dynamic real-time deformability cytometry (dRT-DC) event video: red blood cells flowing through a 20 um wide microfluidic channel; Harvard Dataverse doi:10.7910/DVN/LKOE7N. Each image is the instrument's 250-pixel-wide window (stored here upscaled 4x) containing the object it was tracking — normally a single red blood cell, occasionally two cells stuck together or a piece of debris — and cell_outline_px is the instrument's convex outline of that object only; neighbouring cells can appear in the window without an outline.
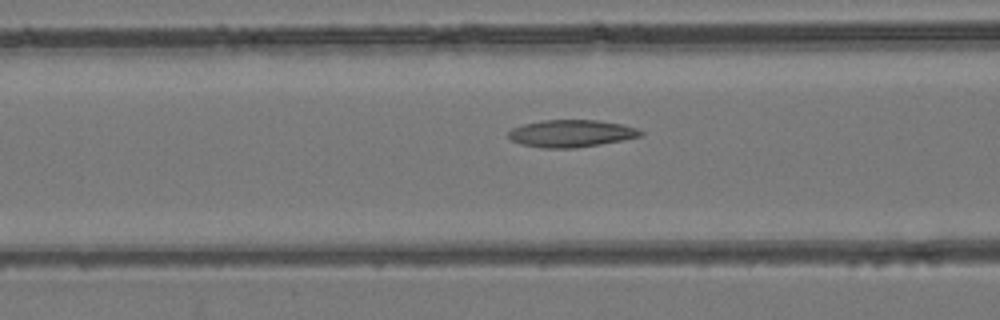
{"species": "common noctule bat (a hibernating species)", "species_latin": "Nyctalus noctula", "temperature_condition": "room temperature", "stored_images_in_passage": 49, "camera_frame_rate_fps": 3000, "um_per_image_px": 0.085, "animal": {"sex": "female", "body_mass_g": 24.6, "forearm_length_mm": 56.2}, "frame": {"image": 1, "passage_image": 20, "time_ms": 6.333, "image_size_px": [1000, 320], "cell_outline_px": [[644, 136], [624, 140], [576, 148], [544, 148], [520, 144], [512, 140], [508, 136], [508, 132], [512, 128], [524, 124], [544, 120], [596, 120], [620, 124], [636, 128], [644, 132]], "centroid_in_image_um": [48.57, 11.35], "position_along_channel_um": 118.0, "area_um2": 20.98}}
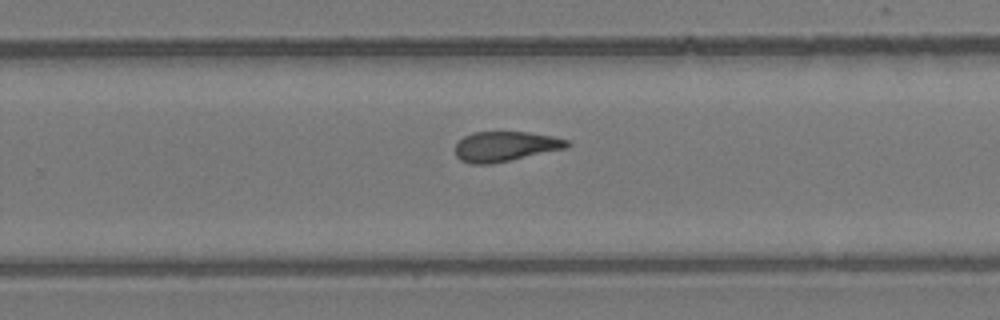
{"frame": {"image": 2, "passage_image": 32, "time_ms": 10.333, "image_size_px": [1000, 320], "cell_outline_px": [[572, 144], [568, 148], [492, 164], [468, 164], [460, 160], [456, 156], [456, 144], [464, 136], [472, 132], [528, 132], [552, 136], [568, 140]], "centroid_in_image_um": [42.97, 12.45], "position_along_channel_um": 286.8, "area_um2": 19.71}}
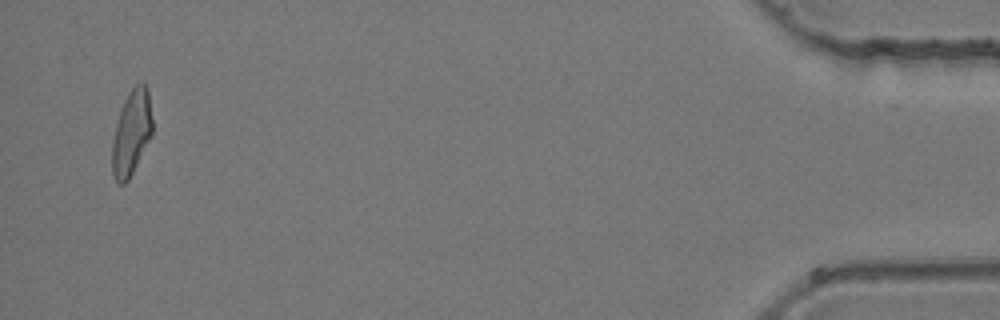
{"frame": {"image": 3, "passage_image": 48, "time_ms": 15.667, "image_size_px": [1000, 320], "cell_outline_px": [[152, 132], [128, 180], [124, 184], [116, 184], [112, 176], [112, 144], [116, 124], [124, 100], [128, 92], [136, 84], [144, 84], [148, 92], [152, 120]], "centroid_in_image_um": [11.14, 11.31], "position_along_channel_um": 424.1, "area_um2": 19.48}}